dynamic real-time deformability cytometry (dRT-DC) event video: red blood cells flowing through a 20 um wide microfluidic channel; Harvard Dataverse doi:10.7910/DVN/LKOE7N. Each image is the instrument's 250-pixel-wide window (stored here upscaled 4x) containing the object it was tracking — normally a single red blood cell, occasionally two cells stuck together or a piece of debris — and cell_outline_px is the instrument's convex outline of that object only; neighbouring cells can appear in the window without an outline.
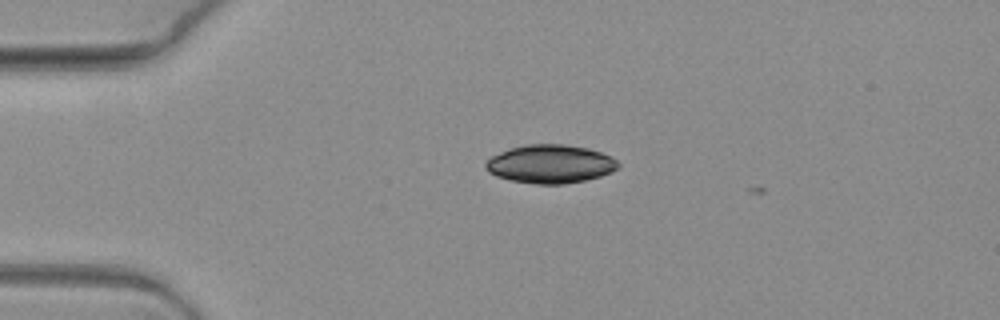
{"species": "common noctule bat (a hibernating species)", "species_latin": "Nyctalus noctula", "temperature_condition": "warm", "stored_images_in_passage": 5, "camera_frame_rate_fps": 3000, "um_per_image_px": 0.085, "animal": {"sex": "female", "body_mass_g": 19.3, "forearm_length_mm": 54.1}, "frame": {"image": 1, "passage_image": 1, "time_ms": 0.0, "image_size_px": [1000, 320], "cell_outline_px": [[620, 164], [616, 168], [600, 176], [584, 180], [564, 184], [536, 184], [512, 180], [496, 176], [488, 172], [484, 168], [484, 164], [492, 156], [500, 152], [524, 144], [564, 144], [588, 148], [600, 152], [616, 160]], "centroid_in_image_um": [46.73, 13.93], "position_along_channel_um": 38.3, "area_um2": 29.42}}
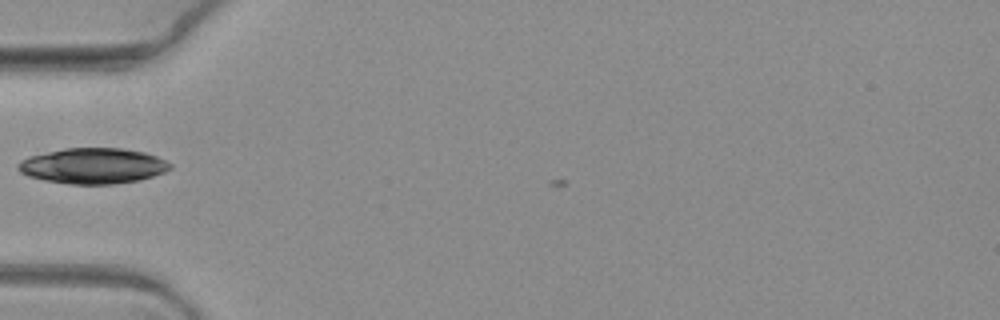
{"frame": {"image": 2, "passage_image": 3, "time_ms": 0.667, "image_size_px": [1000, 320], "cell_outline_px": [[172, 168], [164, 172], [140, 180], [112, 184], [68, 184], [44, 180], [28, 176], [20, 172], [16, 168], [16, 164], [20, 160], [28, 156], [64, 148], [124, 148], [144, 152], [156, 156], [172, 164]], "centroid_in_image_um": [7.87, 14.09], "position_along_channel_um": 77.1, "area_um2": 31.73}}
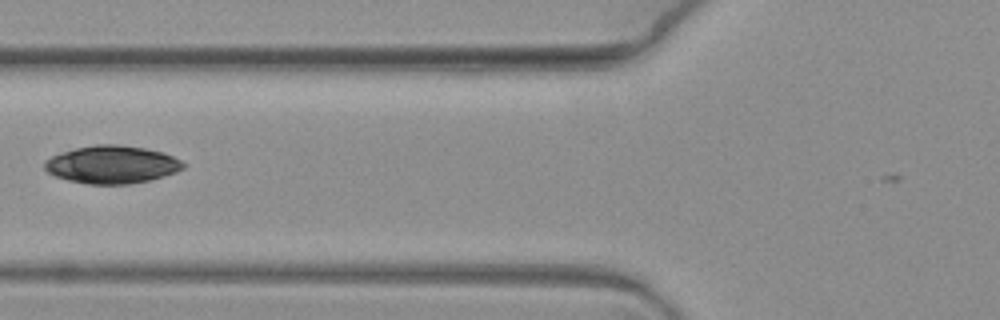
{"frame": {"image": 3, "passage_image": 4, "time_ms": 1.0, "image_size_px": [1000, 320], "cell_outline_px": [[184, 168], [176, 172], [152, 180], [128, 184], [88, 184], [68, 180], [56, 176], [48, 172], [44, 168], [44, 160], [52, 156], [76, 148], [96, 144], [116, 144], [144, 148], [160, 152], [172, 156], [180, 160], [184, 164]], "centroid_in_image_um": [9.51, 13.99], "position_along_channel_um": 116.3, "area_um2": 30.35}}